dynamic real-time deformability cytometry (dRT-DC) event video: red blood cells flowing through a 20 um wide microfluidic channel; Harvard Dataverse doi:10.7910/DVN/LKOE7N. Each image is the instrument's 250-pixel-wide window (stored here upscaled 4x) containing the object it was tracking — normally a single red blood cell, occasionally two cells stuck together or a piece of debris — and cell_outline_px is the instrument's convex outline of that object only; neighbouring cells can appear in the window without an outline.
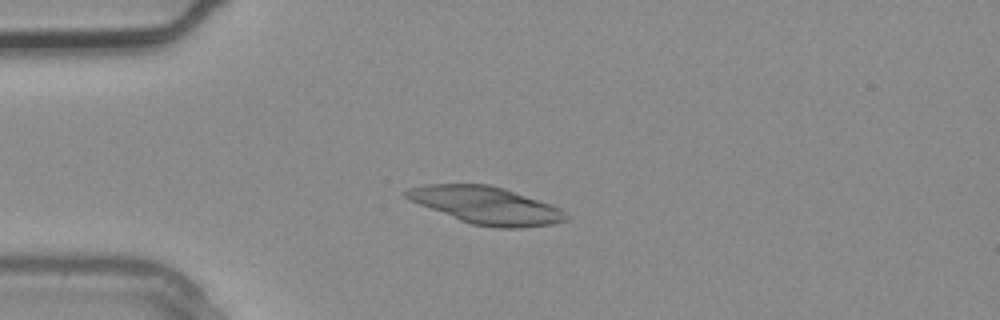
{"species": "common noctule bat (a hibernating species)", "species_latin": "Nyctalus noctula", "temperature_condition": "warm", "stored_images_in_passage": 3, "camera_frame_rate_fps": 3000, "um_per_image_px": 0.085, "animal": {"sex": "male", "body_mass_g": 20.4}, "frame": {"image": 1, "passage_image": 3, "time_ms": 0.667, "image_size_px": [1000, 320], "cell_outline_px": [[568, 220], [552, 224], [520, 228], [496, 228], [472, 224], [460, 220], [420, 204], [404, 196], [404, 192], [408, 188], [424, 184], [488, 184], [504, 188], [560, 208], [568, 216]], "centroid_in_image_um": [41.33, 17.45], "position_along_channel_um": 43.7, "area_um2": 34.33}}